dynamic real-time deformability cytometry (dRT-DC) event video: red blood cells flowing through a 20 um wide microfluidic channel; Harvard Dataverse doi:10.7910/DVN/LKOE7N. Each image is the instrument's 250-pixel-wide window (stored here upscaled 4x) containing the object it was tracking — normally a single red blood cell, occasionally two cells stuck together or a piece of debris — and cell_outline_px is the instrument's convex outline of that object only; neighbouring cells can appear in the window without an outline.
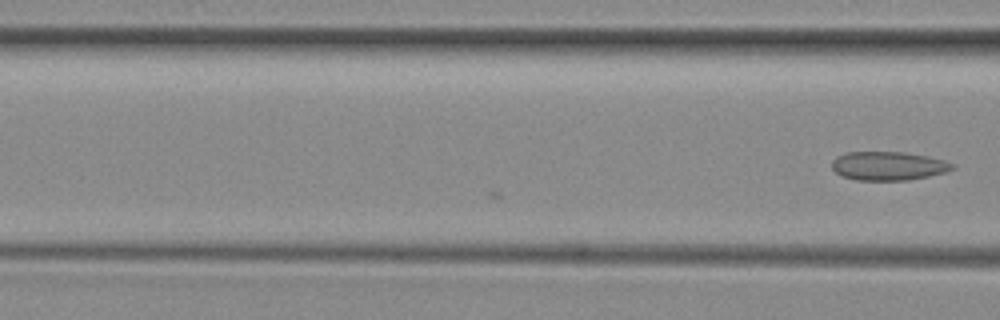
{"species": "common noctule bat (a hibernating species)", "species_latin": "Nyctalus noctula", "temperature_condition": "room temperature", "stored_images_in_passage": 5, "camera_frame_rate_fps": 3000, "um_per_image_px": 0.085, "animal": {"sex": "female", "body_mass_g": 29.2, "forearm_length_mm": 56.3}, "frame": {"image": 1, "passage_image": 5, "time_ms": 1.333, "image_size_px": [1000, 320], "cell_outline_px": [[956, 168], [944, 172], [928, 176], [908, 180], [856, 180], [844, 176], [836, 172], [832, 168], [832, 160], [836, 156], [848, 152], [904, 152], [928, 156], [944, 160], [956, 164]], "centroid_in_image_um": [75.53, 14.09], "position_along_channel_um": 91.1, "area_um2": 20.17}}